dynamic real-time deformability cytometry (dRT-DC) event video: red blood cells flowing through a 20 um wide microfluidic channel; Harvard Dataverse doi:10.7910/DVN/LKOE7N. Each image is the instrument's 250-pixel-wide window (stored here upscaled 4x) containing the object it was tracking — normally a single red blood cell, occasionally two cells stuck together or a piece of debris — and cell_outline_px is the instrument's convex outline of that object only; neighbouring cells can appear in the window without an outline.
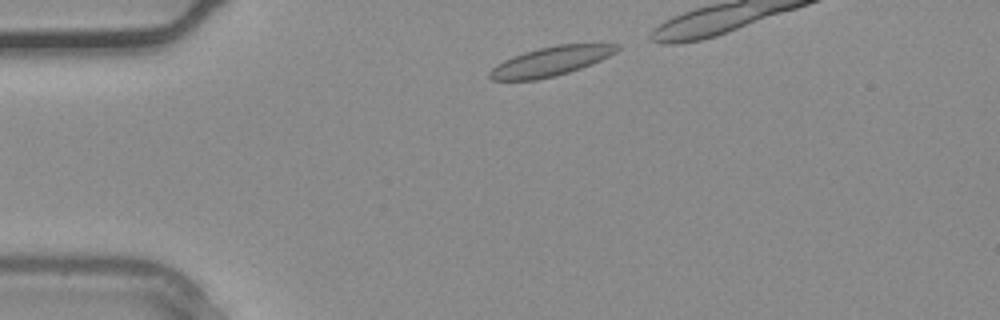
{"species": "common noctule bat (a hibernating species)", "species_latin": "Nyctalus noctula", "temperature_condition": "warm", "stored_images_in_passage": 21, "camera_frame_rate_fps": 3000, "um_per_image_px": 0.085, "animal": {"sex": "male", "body_mass_g": 20.4}, "frame": {"image": 1, "passage_image": 1, "time_ms": 0.0, "image_size_px": [1000, 320], "cell_outline_px": [[620, 48], [616, 52], [600, 60], [580, 68], [556, 76], [536, 80], [492, 80], [488, 76], [488, 72], [496, 64], [512, 56], [524, 52], [556, 44], [620, 44]], "centroid_in_image_um": [46.78, 5.21], "position_along_channel_um": 38.2, "area_um2": 21.62}}